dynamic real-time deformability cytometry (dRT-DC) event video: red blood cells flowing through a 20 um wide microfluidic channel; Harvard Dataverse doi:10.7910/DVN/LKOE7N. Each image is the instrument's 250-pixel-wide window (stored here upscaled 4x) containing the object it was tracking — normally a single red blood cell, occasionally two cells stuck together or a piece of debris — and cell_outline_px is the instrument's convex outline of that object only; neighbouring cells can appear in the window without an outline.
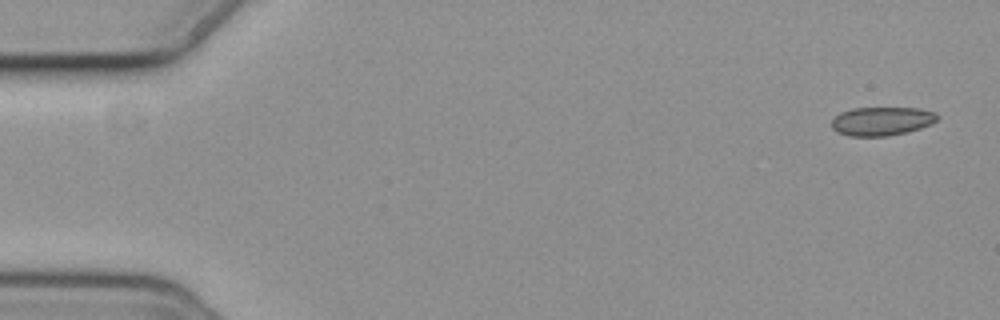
{"species": "common noctule bat (a hibernating species)", "species_latin": "Nyctalus noctula", "temperature_condition": "cold", "stored_images_in_passage": 3, "camera_frame_rate_fps": 3000, "um_per_image_px": 0.085, "animal": {"sex": "female", "body_mass_g": 19.3, "forearm_length_mm": 54.1}, "frame": {"image": 1, "passage_image": 1, "time_ms": 0.0, "image_size_px": [1000, 320], "cell_outline_px": [[940, 116], [932, 124], [908, 132], [888, 136], [848, 136], [836, 132], [832, 128], [832, 120], [840, 112], [852, 108], [920, 108], [936, 112]], "centroid_in_image_um": [74.96, 10.3], "position_along_channel_um": 10.0, "area_um2": 17.86}}